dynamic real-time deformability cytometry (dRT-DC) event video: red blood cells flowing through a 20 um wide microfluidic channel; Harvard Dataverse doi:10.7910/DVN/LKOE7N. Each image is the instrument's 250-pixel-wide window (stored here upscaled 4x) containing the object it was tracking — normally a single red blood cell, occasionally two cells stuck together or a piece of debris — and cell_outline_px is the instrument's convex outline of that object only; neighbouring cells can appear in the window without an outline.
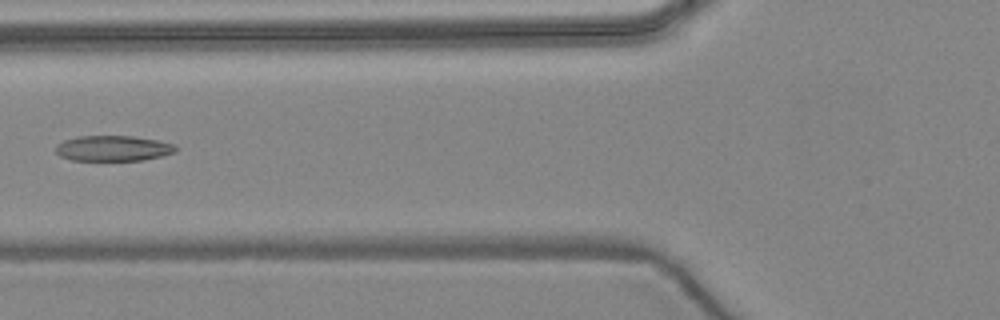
{"species": "common noctule bat (a hibernating species)", "species_latin": "Nyctalus noctula", "temperature_condition": "warm", "stored_images_in_passage": 6, "camera_frame_rate_fps": 3000, "um_per_image_px": 0.085, "animal": {"sex": "female", "body_mass_g": 24.6, "forearm_length_mm": 56.2}, "frame": {"image": 1, "passage_image": 6, "time_ms": 6.0, "image_size_px": [1000, 320], "cell_outline_px": [[176, 152], [144, 160], [72, 160], [60, 156], [56, 152], [56, 144], [64, 140], [80, 136], [132, 136], [156, 140], [172, 144], [176, 148]], "centroid_in_image_um": [9.58, 12.61], "position_along_channel_um": 116.2, "area_um2": 17.63}}